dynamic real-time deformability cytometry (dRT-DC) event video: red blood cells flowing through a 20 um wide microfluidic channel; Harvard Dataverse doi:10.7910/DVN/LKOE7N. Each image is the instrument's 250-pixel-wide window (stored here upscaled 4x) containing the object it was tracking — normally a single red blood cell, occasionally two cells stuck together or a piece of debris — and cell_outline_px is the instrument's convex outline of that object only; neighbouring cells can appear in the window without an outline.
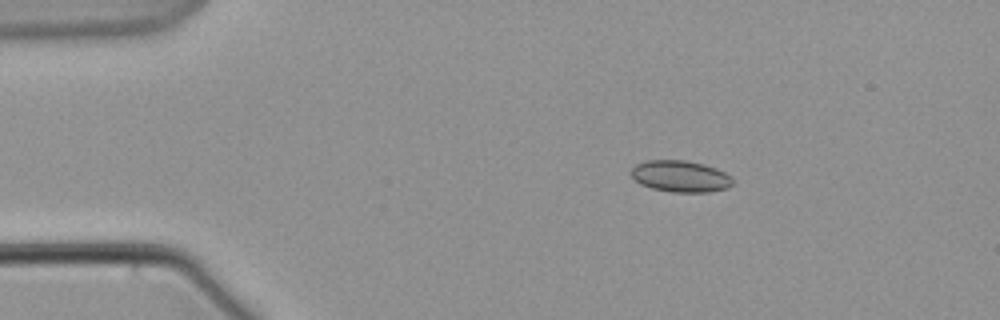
{"species": "common noctule bat (a hibernating species)", "species_latin": "Nyctalus noctula", "temperature_condition": "warm", "stored_images_in_passage": 3, "camera_frame_rate_fps": 3000, "um_per_image_px": 0.085, "animal": {"sex": "male", "body_mass_g": 21.5, "forearm_length_mm": 52.0}, "frame": {"image": 1, "passage_image": 1, "time_ms": 0.0, "image_size_px": [1000, 320], "cell_outline_px": [[732, 184], [728, 188], [708, 192], [672, 192], [652, 188], [640, 184], [628, 172], [636, 164], [648, 160], [684, 160], [704, 164], [716, 168], [732, 176]], "centroid_in_image_um": [57.83, 14.98], "position_along_channel_um": 27.2, "area_um2": 18.73}}